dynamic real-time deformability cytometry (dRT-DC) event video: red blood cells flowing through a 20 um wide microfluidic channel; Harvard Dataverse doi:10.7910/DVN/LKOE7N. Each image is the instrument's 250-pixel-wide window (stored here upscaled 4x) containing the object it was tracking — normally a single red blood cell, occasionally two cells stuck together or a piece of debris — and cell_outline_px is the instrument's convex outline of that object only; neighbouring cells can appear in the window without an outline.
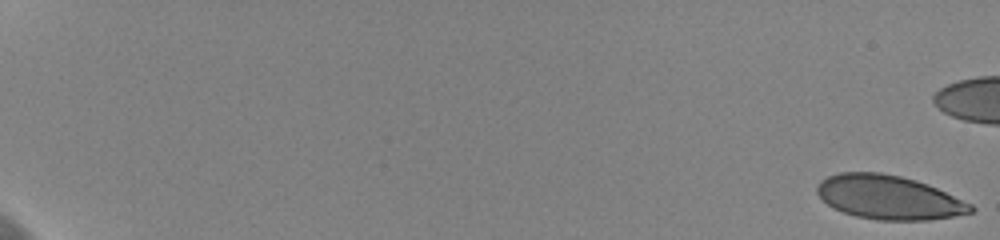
{"species": "human", "species_latin": "Homo sapiens", "temperature_condition": "cold", "stored_images_in_passage": 54, "camera_frame_rate_fps": 3000, "um_per_image_px": 0.085, "donor": {"sex": "female"}, "frame": {"image": 1, "passage_image": 1, "time_ms": 0.0, "image_size_px": [1000, 240], "cell_outline_px": [[976, 208], [972, 212], [952, 216], [928, 220], [876, 220], [856, 216], [844, 212], [828, 204], [816, 192], [816, 188], [820, 180], [828, 176], [840, 172], [880, 172], [900, 176], [916, 180], [928, 184], [972, 204]], "centroid_in_image_um": [75.55, 16.77], "position_along_channel_um": 9.5, "area_um2": 39.19}}
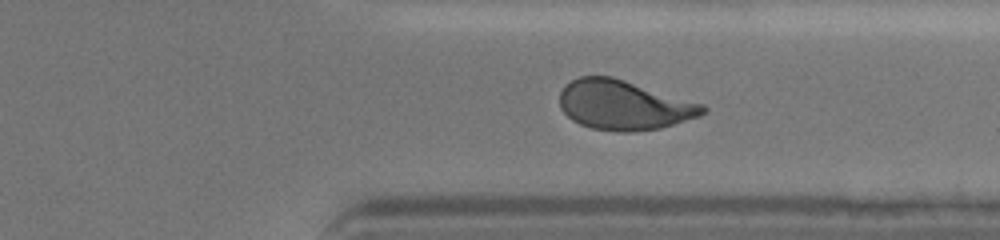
{"frame": {"image": 2, "passage_image": 48, "time_ms": 15.667, "image_size_px": [1000, 240], "cell_outline_px": [[708, 108], [700, 116], [660, 128], [632, 132], [616, 132], [592, 128], [580, 124], [572, 120], [560, 108], [560, 92], [564, 84], [580, 76], [612, 76], [704, 104]], "centroid_in_image_um": [53.01, 8.93], "position_along_channel_um": 358.4, "area_um2": 41.44}}
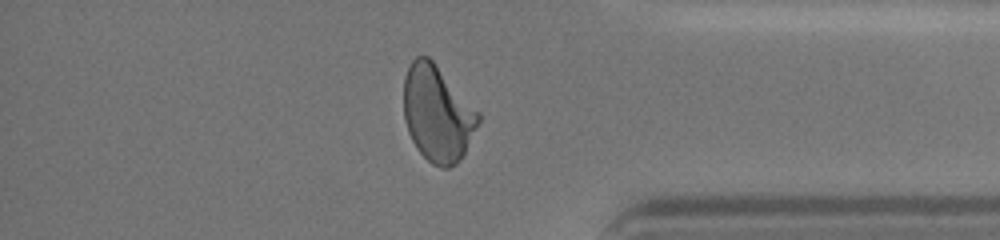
{"frame": {"image": 3, "passage_image": 52, "time_ms": 17.0, "image_size_px": [1000, 240], "cell_outline_px": [[480, 120], [464, 152], [456, 164], [448, 168], [440, 168], [432, 164], [416, 148], [408, 132], [404, 120], [404, 76], [412, 60], [416, 56], [428, 56], [432, 60], [480, 112]], "centroid_in_image_um": [37.16, 9.65], "position_along_channel_um": 398.0, "area_um2": 41.56}}